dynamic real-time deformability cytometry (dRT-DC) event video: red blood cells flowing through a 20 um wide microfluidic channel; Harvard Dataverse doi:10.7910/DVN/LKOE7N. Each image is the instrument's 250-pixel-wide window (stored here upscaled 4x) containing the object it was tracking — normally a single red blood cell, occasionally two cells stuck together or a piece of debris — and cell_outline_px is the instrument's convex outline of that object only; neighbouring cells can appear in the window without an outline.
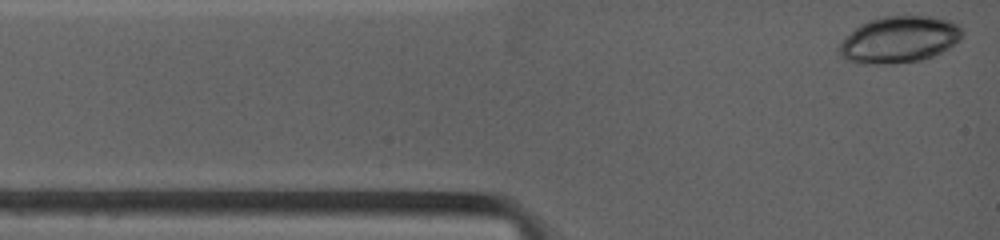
{"species": "common noctule bat (a hibernating species)", "species_latin": "Nyctalus noctula", "temperature_condition": "warm", "stored_images_in_passage": 66, "camera_frame_rate_fps": 4500, "um_per_image_px": 0.085, "animal": {"sex": "female", "body_mass_g": 19.0, "forearm_length_mm": 53.3}, "frame": {"image": 1, "passage_image": 1, "time_ms": 0.0, "image_size_px": [1000, 240], "cell_outline_px": [[964, 36], [960, 40], [948, 48], [932, 56], [920, 60], [892, 64], [864, 64], [848, 60], [840, 56], [836, 48], [860, 24], [868, 20], [884, 16], [932, 16], [952, 20], [964, 28]], "centroid_in_image_um": [76.47, 3.35], "position_along_channel_um": 8.5, "area_um2": 33.64}}
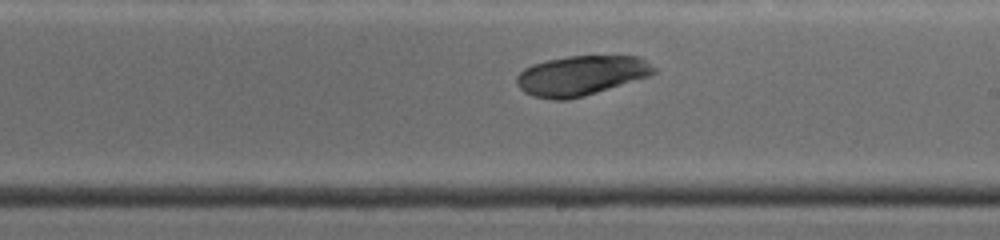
{"frame": {"image": 2, "passage_image": 42, "time_ms": 6.889, "image_size_px": [1000, 240], "cell_outline_px": [[656, 72], [648, 76], [584, 96], [564, 100], [552, 100], [532, 96], [524, 92], [516, 84], [516, 76], [524, 68], [532, 64], [548, 60], [568, 56], [640, 56], [656, 68]], "centroid_in_image_um": [49.36, 6.42], "position_along_channel_um": 239.6, "area_um2": 31.73}}
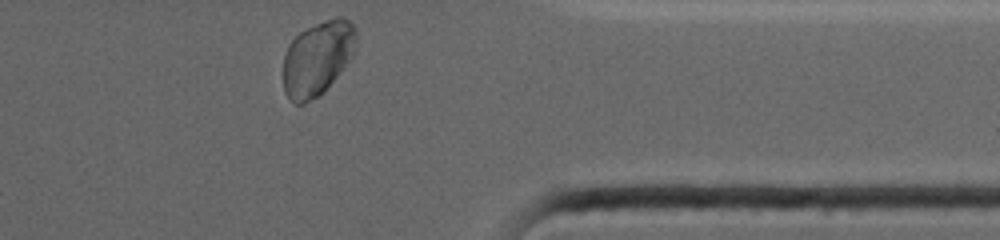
{"frame": {"image": 3, "passage_image": 66, "time_ms": 10.889, "image_size_px": [1000, 240], "cell_outline_px": [[356, 52], [324, 92], [304, 104], [296, 104], [284, 92], [284, 56], [288, 44], [300, 32], [316, 24], [336, 16], [340, 16], [348, 20], [356, 28]], "centroid_in_image_um": [27.01, 4.94], "position_along_channel_um": 384.4, "area_um2": 31.56}}